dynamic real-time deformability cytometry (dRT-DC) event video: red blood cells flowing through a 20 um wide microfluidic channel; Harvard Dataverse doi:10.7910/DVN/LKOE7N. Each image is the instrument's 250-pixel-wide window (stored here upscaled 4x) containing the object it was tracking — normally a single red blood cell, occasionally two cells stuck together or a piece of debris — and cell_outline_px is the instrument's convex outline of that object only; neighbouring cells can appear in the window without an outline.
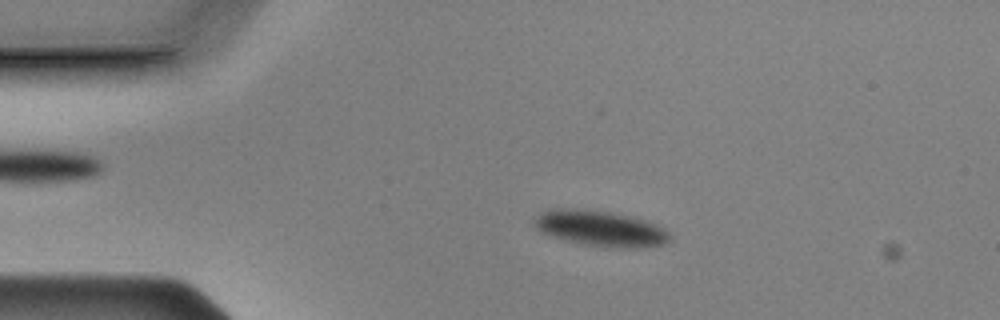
{"species": "Egyptian fruit bat (a non-hibernating species)", "species_latin": "Rousettus aegyptiacus", "temperature_condition": "cold", "stored_images_in_passage": 46, "camera_frame_rate_fps": 3000, "um_per_image_px": 0.085, "animal": {"sex": "male"}, "frame": {"image": 1, "passage_image": 1, "time_ms": 0.0, "image_size_px": [1000, 320], "cell_outline_px": [[668, 240], [664, 244], [644, 248], [604, 248], [564, 240], [552, 236], [536, 228], [532, 224], [536, 216], [552, 208], [564, 208], [608, 212], [640, 220], [652, 224], [668, 232]], "centroid_in_image_um": [50.97, 19.45], "position_along_channel_um": 34.0, "area_um2": 27.51}}
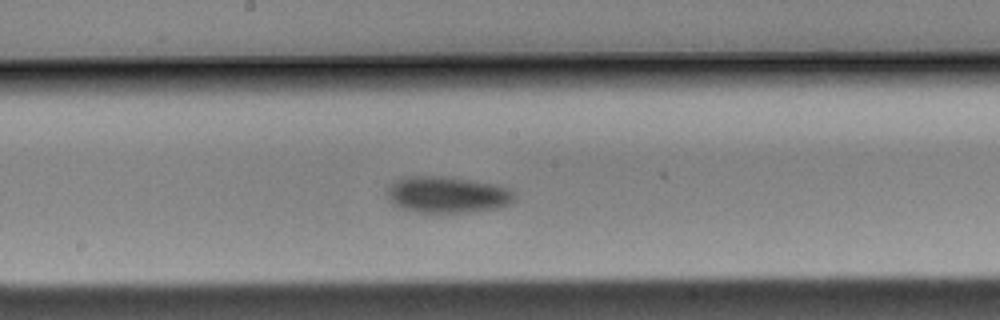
{"frame": {"image": 2, "passage_image": 19, "time_ms": 6.0, "image_size_px": [1000, 320], "cell_outline_px": [[516, 196], [508, 204], [496, 208], [464, 212], [416, 212], [400, 208], [392, 204], [388, 200], [388, 188], [396, 180], [408, 176], [444, 176], [500, 184], [516, 192]], "centroid_in_image_um": [38.03, 16.53], "position_along_channel_um": 210.2, "area_um2": 27.11}}
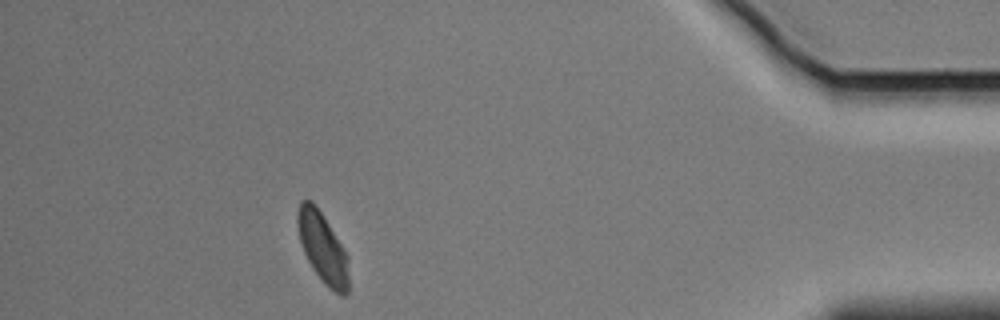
{"frame": {"image": 3, "passage_image": 40, "time_ms": 13.0, "image_size_px": [1000, 320], "cell_outline_px": [[348, 292], [344, 296], [340, 296], [328, 288], [312, 268], [304, 252], [300, 240], [296, 220], [296, 216], [300, 200], [312, 200], [328, 224], [348, 256]], "centroid_in_image_um": [27.42, 21.08], "position_along_channel_um": 407.8, "area_um2": 20.75}, "authors_computed_cell_mechanics": {"area_um2": 25.0852, "velocity_mm_per_s": 3.5818, "shape_relaxation_time_tau1_ms": 1.4287, "shape_relaxation_time_tau2_ms": null, "deformation_change_tau1": 0.0478, "deformation_change_tau2": null}}